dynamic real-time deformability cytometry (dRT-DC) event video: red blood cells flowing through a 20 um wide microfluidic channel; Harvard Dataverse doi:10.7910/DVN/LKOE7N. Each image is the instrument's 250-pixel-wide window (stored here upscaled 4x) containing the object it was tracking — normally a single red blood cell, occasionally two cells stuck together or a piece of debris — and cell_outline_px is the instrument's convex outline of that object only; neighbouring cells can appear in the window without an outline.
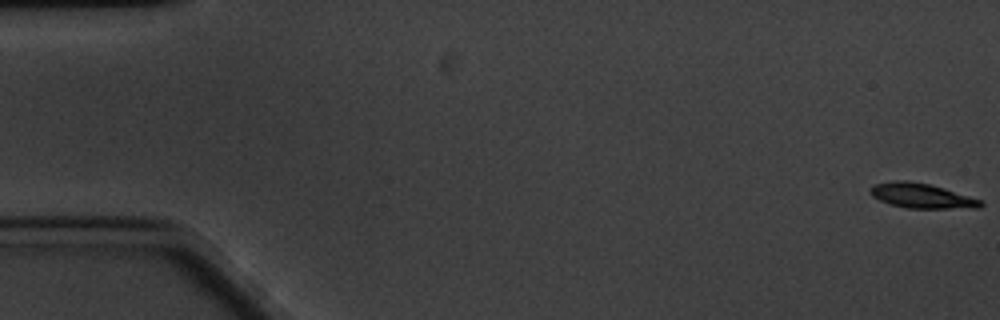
{"species": "common noctule bat (a hibernating species)", "species_latin": "Nyctalus noctula", "temperature_condition": "cold", "stored_images_in_passage": 61, "camera_frame_rate_fps": 3000, "um_per_image_px": 0.085, "animal": {"sex": "male", "body_mass_g": 20.1, "forearm_length_mm": 53.5}, "frame": {"image": 1, "passage_image": 1, "time_ms": 0.0, "image_size_px": [1000, 320], "cell_outline_px": [[984, 204], [980, 208], [908, 208], [892, 204], [880, 200], [872, 196], [868, 192], [868, 188], [872, 184], [892, 180], [908, 180], [928, 184], [944, 188], [984, 200]], "centroid_in_image_um": [78.33, 16.63], "position_along_channel_um": 6.7, "area_um2": 16.18}}
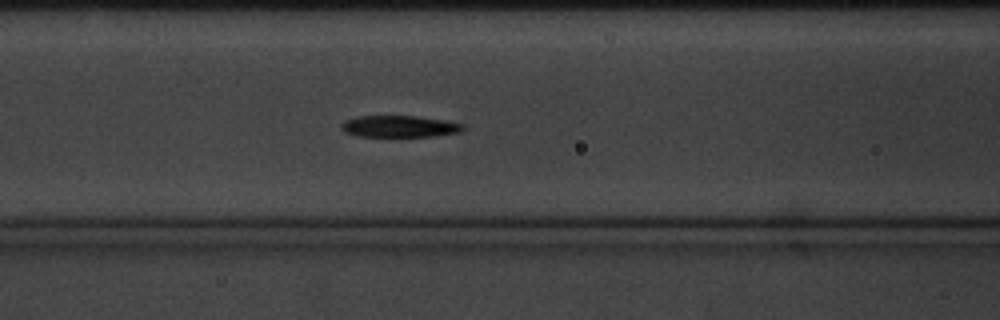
{"frame": {"image": 2, "passage_image": 25, "time_ms": 8.0, "image_size_px": [1000, 320], "cell_outline_px": [[464, 128], [460, 132], [432, 136], [360, 136], [344, 132], [340, 128], [340, 124], [344, 120], [360, 116], [416, 116], [464, 124]], "centroid_in_image_um": [33.9, 10.74], "position_along_channel_um": 132.7, "area_um2": 15.14}}
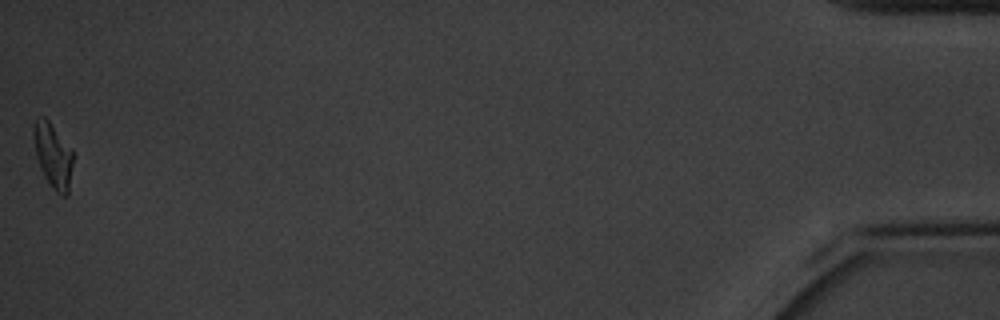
{"frame": {"image": 3, "passage_image": 61, "time_ms": 20.0, "image_size_px": [1000, 320], "cell_outline_px": [[72, 164], [68, 196], [60, 196], [52, 188], [44, 176], [36, 156], [32, 132], [32, 128], [36, 116], [44, 116], [48, 120], [72, 148]], "centroid_in_image_um": [4.49, 13.19], "position_along_channel_um": 430.7, "area_um2": 15.03}, "authors_computed_cell_mechanics": {"area_um2": 15.7216, "velocity_mm_per_s": 3.2932, "shape_relaxation_time_tau1_ms": 2.8869, "shape_relaxation_time_tau2_ms": 3.6786, "deformation_change_tau1": 0.1337, "deformation_change_tau2": 0.1145}}